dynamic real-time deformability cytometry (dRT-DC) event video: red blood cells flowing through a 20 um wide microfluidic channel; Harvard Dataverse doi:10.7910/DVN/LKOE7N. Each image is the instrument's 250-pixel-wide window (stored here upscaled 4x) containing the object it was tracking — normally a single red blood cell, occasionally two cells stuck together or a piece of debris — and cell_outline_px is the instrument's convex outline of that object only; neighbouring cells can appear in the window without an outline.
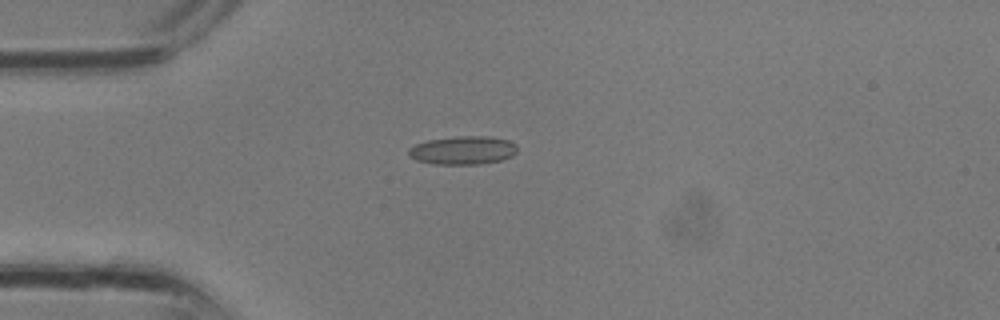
{"species": "common noctule bat (a hibernating species)", "species_latin": "Nyctalus noctula", "temperature_condition": "room temperature", "stored_images_in_passage": 2, "camera_frame_rate_fps": 3000, "um_per_image_px": 0.085, "animal": {"sex": "male", "body_mass_g": 13.3}, "frame": {"image": 1, "passage_image": 2, "time_ms": 0.333, "image_size_px": [1000, 320], "cell_outline_px": [[516, 152], [512, 156], [500, 160], [480, 164], [432, 164], [416, 160], [408, 156], [408, 148], [416, 144], [428, 140], [460, 136], [488, 136], [508, 140], [516, 144]], "centroid_in_image_um": [39.33, 12.78], "position_along_channel_um": 45.7, "area_um2": 17.98}}